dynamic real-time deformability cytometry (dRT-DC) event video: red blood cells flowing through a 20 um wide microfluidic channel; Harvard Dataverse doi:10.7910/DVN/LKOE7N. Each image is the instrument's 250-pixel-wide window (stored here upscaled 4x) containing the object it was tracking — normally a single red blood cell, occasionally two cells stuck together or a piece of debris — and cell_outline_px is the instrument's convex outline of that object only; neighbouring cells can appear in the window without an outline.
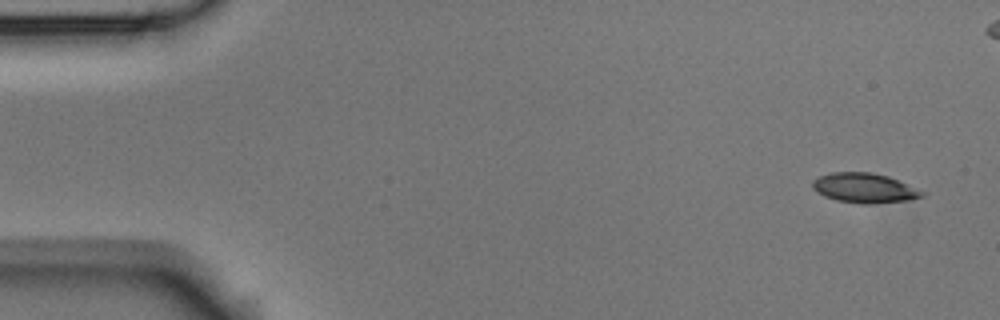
{"species": "Egyptian fruit bat (a non-hibernating species)", "species_latin": "Rousettus aegyptiacus", "temperature_condition": "room temperature", "stored_images_in_passage": 9, "camera_frame_rate_fps": 3000, "um_per_image_px": 0.085, "animal": {"sex": "male"}, "frame": {"image": 1, "passage_image": 1, "time_ms": 0.0, "image_size_px": [1000, 320], "cell_outline_px": [[928, 192], [924, 196], [908, 200], [868, 204], [864, 204], [836, 200], [824, 196], [816, 192], [812, 188], [812, 180], [820, 176], [832, 172], [872, 172], [888, 176]], "centroid_in_image_um": [73.49, 15.97], "position_along_channel_um": 11.5, "area_um2": 19.13}}
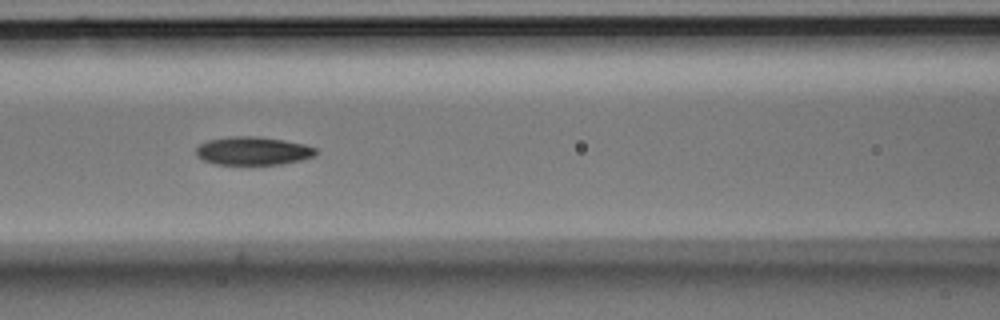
{"frame": {"image": 2, "passage_image": 7, "time_ms": 7.0, "image_size_px": [1000, 320], "cell_outline_px": [[320, 152], [312, 156], [300, 160], [280, 164], [216, 164], [204, 160], [196, 156], [196, 148], [200, 144], [208, 140], [228, 136], [260, 136], [284, 140], [304, 144], [316, 148]], "centroid_in_image_um": [21.5, 12.81], "position_along_channel_um": 145.1, "area_um2": 19.77}}
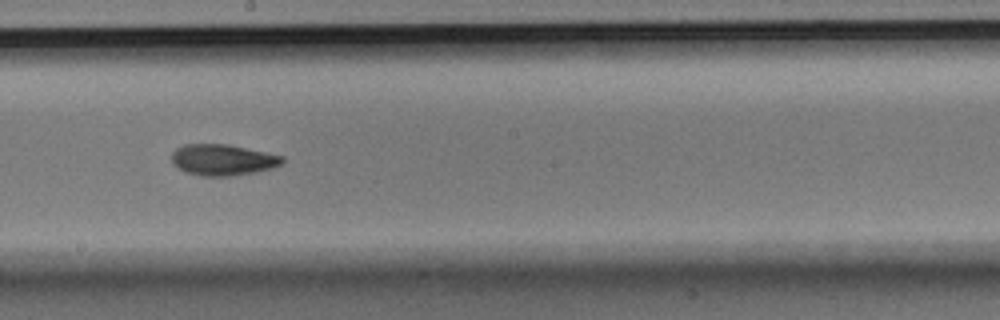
{"frame": {"image": 3, "passage_image": 9, "time_ms": 9.333, "image_size_px": [1000, 320], "cell_outline_px": [[284, 160], [280, 164], [272, 168], [256, 172], [232, 176], [200, 176], [184, 172], [172, 164], [172, 152], [176, 148], [184, 144], [228, 144], [284, 156]], "centroid_in_image_um": [18.9, 13.59], "position_along_channel_um": 229.3, "area_um2": 20.23}}